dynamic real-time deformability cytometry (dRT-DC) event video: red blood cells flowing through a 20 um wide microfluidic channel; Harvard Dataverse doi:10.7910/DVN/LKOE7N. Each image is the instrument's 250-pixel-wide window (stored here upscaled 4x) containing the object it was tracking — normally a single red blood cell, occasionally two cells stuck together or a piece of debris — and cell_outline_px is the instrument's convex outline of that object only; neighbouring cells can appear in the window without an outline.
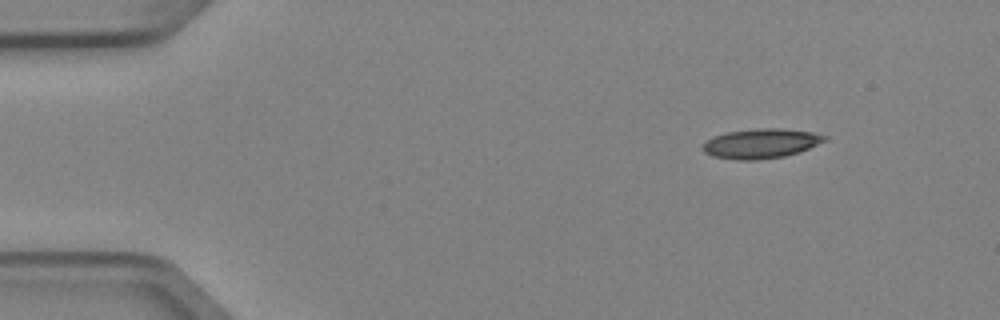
{"species": "Egyptian fruit bat (a non-hibernating species)", "species_latin": "Rousettus aegyptiacus", "temperature_condition": "cold", "stored_images_in_passage": 3, "camera_frame_rate_fps": 3000, "um_per_image_px": 0.085, "animal": {"sex": "female"}, "frame": {"image": 1, "passage_image": 1, "time_ms": 0.0, "image_size_px": [1000, 320], "cell_outline_px": [[828, 140], [800, 152], [784, 156], [756, 160], [736, 160], [712, 156], [704, 152], [700, 144], [712, 136], [728, 132], [756, 128], [780, 128], [812, 132], [828, 136]], "centroid_in_image_um": [64.67, 12.19], "position_along_channel_um": 20.3, "area_um2": 21.33}}